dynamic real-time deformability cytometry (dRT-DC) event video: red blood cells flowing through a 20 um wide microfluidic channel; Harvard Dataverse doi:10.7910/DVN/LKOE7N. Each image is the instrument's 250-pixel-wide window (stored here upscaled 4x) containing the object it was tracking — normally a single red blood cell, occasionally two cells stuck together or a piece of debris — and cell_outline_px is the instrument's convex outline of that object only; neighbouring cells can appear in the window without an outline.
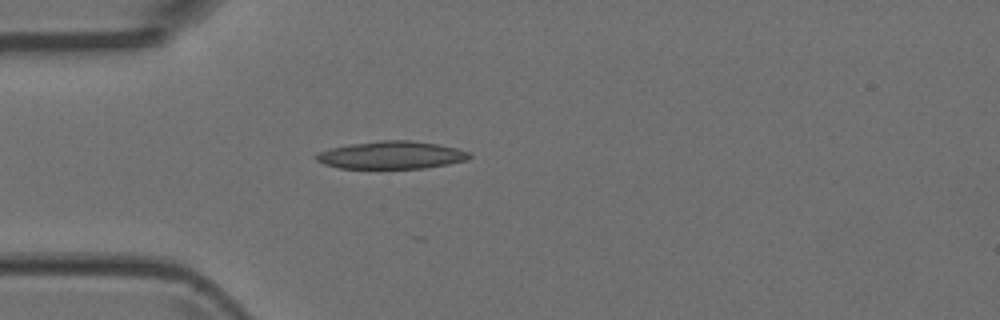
{"species": "Egyptian fruit bat (a non-hibernating species)", "species_latin": "Rousettus aegyptiacus", "temperature_condition": "room temperature", "stored_images_in_passage": 4, "camera_frame_rate_fps": 3000, "um_per_image_px": 0.085, "animal": {"sex": "female"}, "frame": {"image": 1, "passage_image": 4, "time_ms": 1.0, "image_size_px": [1000, 320], "cell_outline_px": [[472, 156], [468, 160], [448, 164], [424, 168], [340, 168], [324, 164], [316, 160], [316, 152], [328, 148], [348, 144], [380, 140], [412, 140], [436, 144], [456, 148], [468, 152]], "centroid_in_image_um": [33.24, 13.17], "position_along_channel_um": 51.8, "area_um2": 24.8}}